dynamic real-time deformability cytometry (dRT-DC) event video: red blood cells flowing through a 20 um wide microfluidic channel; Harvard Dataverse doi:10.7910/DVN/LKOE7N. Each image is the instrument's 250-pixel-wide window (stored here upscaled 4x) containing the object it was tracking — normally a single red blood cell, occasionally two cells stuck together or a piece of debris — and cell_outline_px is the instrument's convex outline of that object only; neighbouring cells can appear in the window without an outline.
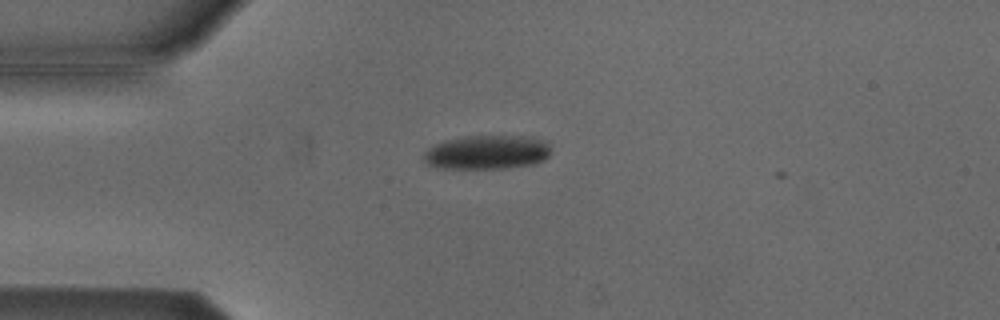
{"species": "Egyptian fruit bat (a non-hibernating species)", "species_latin": "Rousettus aegyptiacus", "temperature_condition": "cold", "stored_images_in_passage": 4, "camera_frame_rate_fps": 3000, "um_per_image_px": 0.085, "animal": {"sex": "male"}, "frame": {"image": 1, "passage_image": 2, "time_ms": 0.333, "image_size_px": [1000, 320], "cell_outline_px": [[548, 156], [544, 160], [532, 164], [504, 168], [440, 168], [428, 164], [424, 160], [424, 152], [428, 148], [444, 140], [472, 136], [532, 136], [544, 140], [548, 144]], "centroid_in_image_um": [41.4, 12.94], "position_along_channel_um": 43.6, "area_um2": 25.03}}
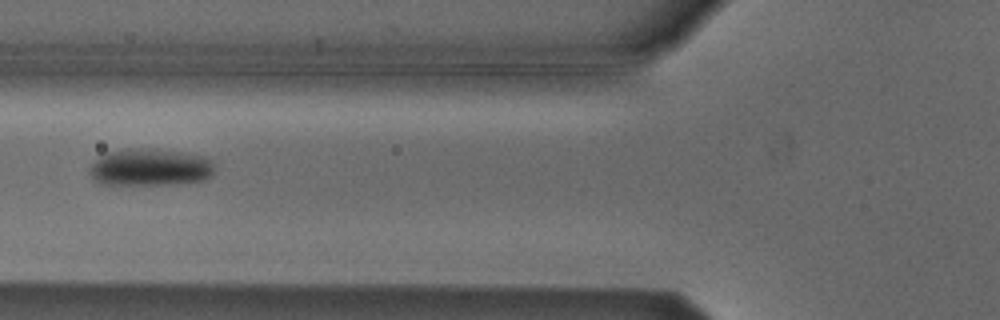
{"frame": {"image": 2, "passage_image": 4, "time_ms": 1.0, "image_size_px": [1000, 320], "cell_outline_px": [[216, 168], [212, 176], [204, 180], [172, 184], [104, 184], [96, 180], [88, 172], [88, 168], [104, 152], [124, 148], [152, 148], [184, 152], [200, 156], [212, 160]], "centroid_in_image_um": [12.77, 14.2], "position_along_channel_um": 113.0, "area_um2": 27.4}}